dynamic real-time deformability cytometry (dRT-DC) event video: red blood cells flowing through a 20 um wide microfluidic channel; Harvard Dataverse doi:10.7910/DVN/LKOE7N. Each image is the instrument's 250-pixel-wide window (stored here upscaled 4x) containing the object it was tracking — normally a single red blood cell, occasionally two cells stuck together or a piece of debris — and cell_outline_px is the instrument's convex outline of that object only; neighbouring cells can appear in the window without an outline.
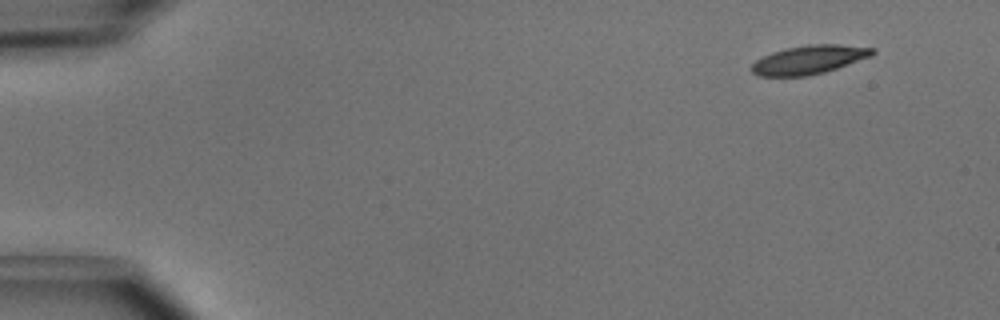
{"species": "common noctule bat (a hibernating species)", "species_latin": "Nyctalus noctula", "temperature_condition": "cold", "stored_images_in_passage": 3, "camera_frame_rate_fps": 3000, "um_per_image_px": 0.085, "animal": {"sex": "male", "body_mass_g": 15.6}, "frame": {"image": 1, "passage_image": 1, "time_ms": 0.0, "image_size_px": [1000, 320], "cell_outline_px": [[876, 52], [872, 56], [824, 72], [808, 76], [760, 76], [752, 72], [752, 64], [756, 60], [772, 52], [788, 48], [808, 44], [840, 44], [876, 48]], "centroid_in_image_um": [68.81, 5.07], "position_along_channel_um": 16.2, "area_um2": 20.11}}